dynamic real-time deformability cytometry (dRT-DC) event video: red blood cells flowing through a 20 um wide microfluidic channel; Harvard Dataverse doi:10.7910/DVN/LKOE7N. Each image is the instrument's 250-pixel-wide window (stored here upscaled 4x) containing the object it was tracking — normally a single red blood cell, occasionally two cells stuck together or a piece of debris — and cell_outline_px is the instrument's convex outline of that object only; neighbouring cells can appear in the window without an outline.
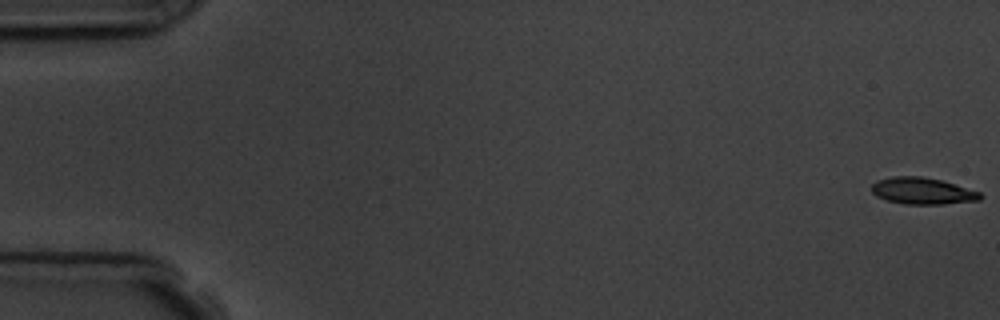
{"species": "common noctule bat (a hibernating species)", "species_latin": "Nyctalus noctula", "temperature_condition": "room temperature", "stored_images_in_passage": 8, "camera_frame_rate_fps": 3000, "um_per_image_px": 0.085, "animal": {"sex": "male", "body_mass_g": 19.5, "forearm_length_mm": 54.6}, "frame": {"image": 1, "passage_image": 1, "time_ms": 0.0, "image_size_px": [1000, 320], "cell_outline_px": [[984, 196], [980, 200], [944, 204], [904, 204], [884, 200], [876, 196], [872, 192], [872, 184], [876, 180], [892, 176], [920, 176], [940, 180], [980, 192]], "centroid_in_image_um": [78.38, 16.23], "position_along_channel_um": 6.6, "area_um2": 16.94}}
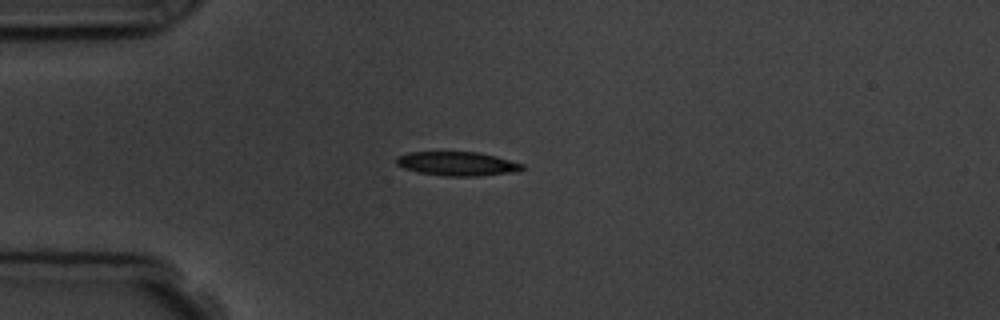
{"frame": {"image": 2, "passage_image": 5, "time_ms": 4.667, "image_size_px": [1000, 320], "cell_outline_px": [[524, 168], [512, 172], [480, 176], [444, 176], [420, 172], [404, 168], [396, 164], [396, 156], [408, 152], [480, 152], [496, 156], [524, 164]], "centroid_in_image_um": [38.85, 13.91], "position_along_channel_um": 46.1, "area_um2": 17.57}}
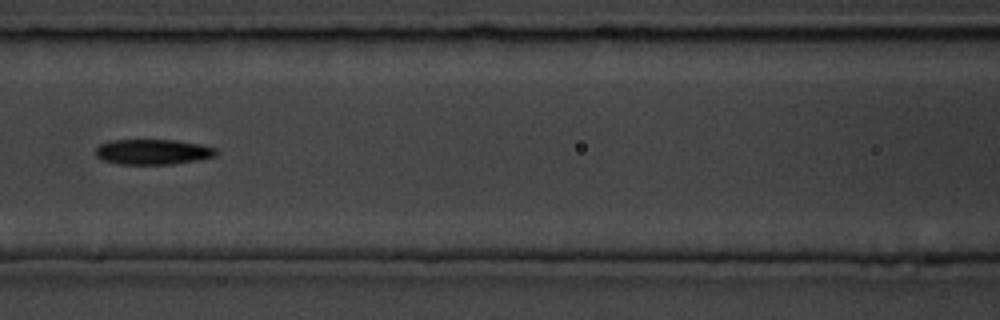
{"frame": {"image": 3, "passage_image": 8, "time_ms": 8.0, "image_size_px": [1000, 320], "cell_outline_px": [[220, 152], [216, 156], [200, 160], [172, 164], [116, 164], [104, 160], [96, 156], [96, 148], [100, 144], [112, 140], [176, 140], [200, 144], [216, 148]], "centroid_in_image_um": [13.04, 12.91], "position_along_channel_um": 153.6, "area_um2": 17.92}}